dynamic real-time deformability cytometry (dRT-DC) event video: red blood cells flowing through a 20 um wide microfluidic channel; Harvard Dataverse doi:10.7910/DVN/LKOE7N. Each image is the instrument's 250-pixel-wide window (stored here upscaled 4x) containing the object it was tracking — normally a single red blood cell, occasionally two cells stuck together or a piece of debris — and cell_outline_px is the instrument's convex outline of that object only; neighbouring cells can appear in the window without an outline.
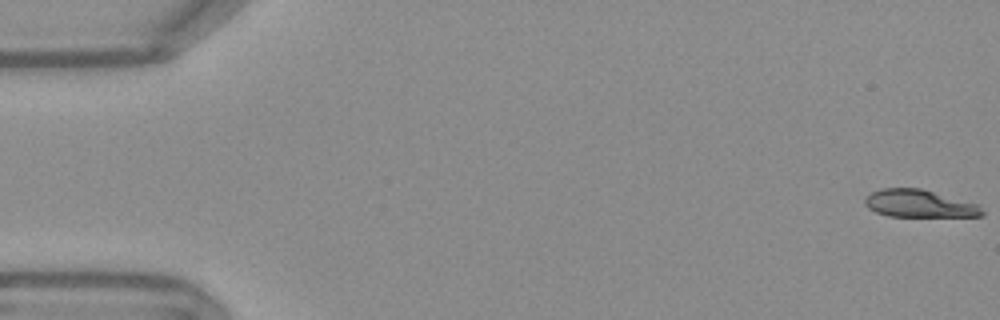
{"species": "Egyptian fruit bat (a non-hibernating species)", "species_latin": "Rousettus aegyptiacus", "temperature_condition": "warm", "stored_images_in_passage": 54, "camera_frame_rate_fps": 3000, "um_per_image_px": 0.085, "frame": {"image": 1, "passage_image": 1, "time_ms": 0.0, "image_size_px": [1000, 320], "cell_outline_px": [[984, 216], [888, 216], [876, 212], [868, 208], [864, 204], [864, 200], [872, 192], [880, 188], [920, 188], [980, 204], [984, 212]], "centroid_in_image_um": [78.16, 17.3], "position_along_channel_um": 6.8, "area_um2": 18.84}}
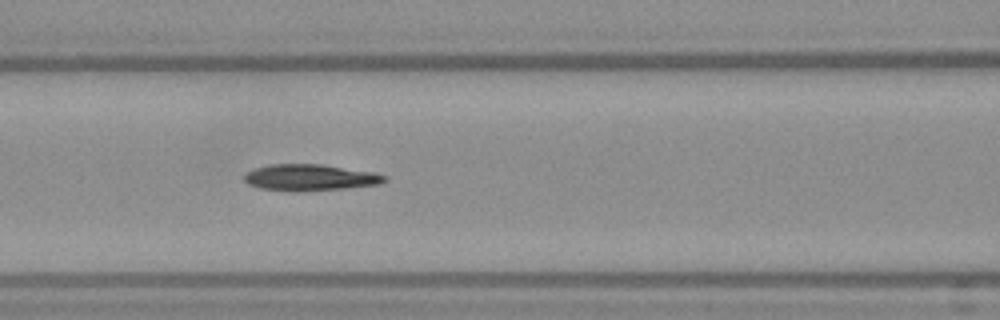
{"frame": {"image": 2, "passage_image": 23, "time_ms": 7.333, "image_size_px": [1000, 320], "cell_outline_px": [[388, 180], [380, 184], [344, 188], [296, 192], [292, 192], [260, 188], [248, 184], [244, 180], [244, 176], [248, 172], [256, 168], [272, 164], [320, 164], [372, 172], [388, 176]], "centroid_in_image_um": [26.36, 15.1], "position_along_channel_um": 140.2, "area_um2": 21.5}}
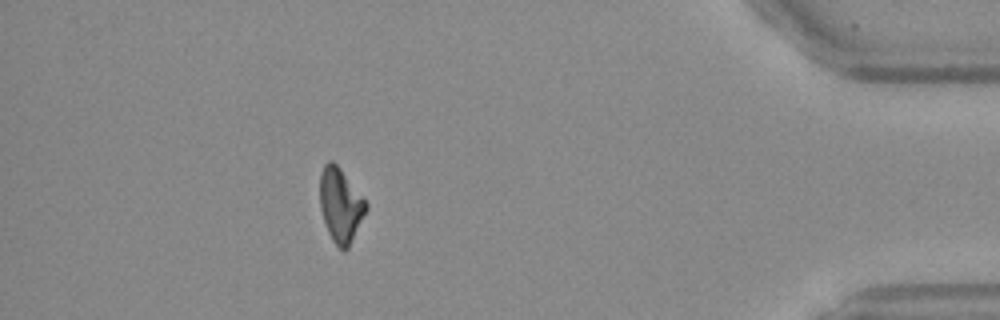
{"frame": {"image": 3, "passage_image": 48, "time_ms": 15.667, "image_size_px": [1000, 320], "cell_outline_px": [[368, 208], [348, 248], [344, 252], [332, 240], [328, 232], [320, 208], [320, 172], [324, 164], [328, 160], [332, 160], [340, 168], [368, 204]], "centroid_in_image_um": [28.93, 17.43], "position_along_channel_um": 406.3, "area_um2": 19.77}, "authors_computed_cell_mechanics": {"area_um2": 20.9814, "velocity_mm_per_s": 3.805, "shape_relaxation_time_tau1_ms": 6.9636, "shape_relaxation_time_tau2_ms": 7.3008, "deformation_change_tau1": 0.2053, "deformation_change_tau2": 0.1633}}